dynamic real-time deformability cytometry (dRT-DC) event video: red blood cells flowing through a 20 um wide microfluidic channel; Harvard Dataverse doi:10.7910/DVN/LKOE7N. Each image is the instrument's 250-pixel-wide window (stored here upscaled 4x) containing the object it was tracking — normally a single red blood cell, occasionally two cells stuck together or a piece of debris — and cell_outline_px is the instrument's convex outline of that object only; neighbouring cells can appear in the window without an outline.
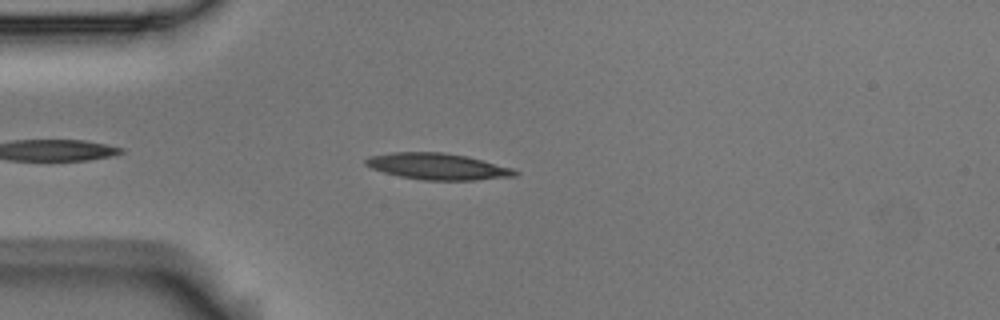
{"species": "Egyptian fruit bat (a non-hibernating species)", "species_latin": "Rousettus aegyptiacus", "temperature_condition": "room temperature", "stored_images_in_passage": 29, "camera_frame_rate_fps": 3000, "um_per_image_px": 0.085, "animal": {"sex": "male"}, "frame": {"image": 1, "passage_image": 3, "time_ms": 0.667, "image_size_px": [1000, 320], "cell_outline_px": [[520, 172], [516, 176], [472, 180], [424, 180], [400, 176], [384, 172], [372, 168], [364, 164], [364, 160], [368, 156], [392, 152], [444, 152], [464, 156], [512, 168]], "centroid_in_image_um": [37.16, 14.14], "position_along_channel_um": 47.8, "area_um2": 22.72}}
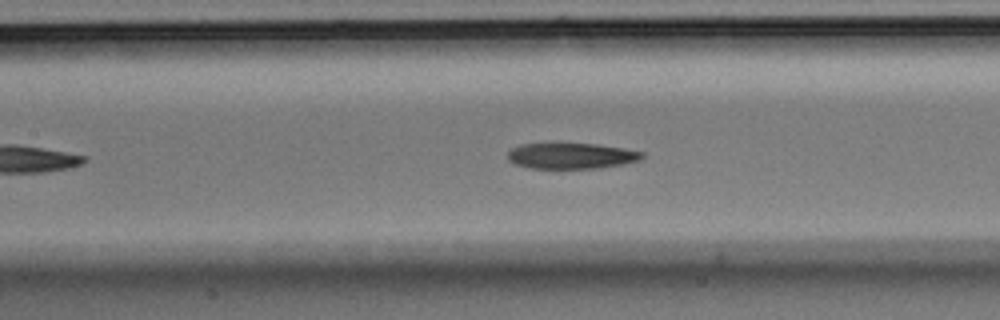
{"frame": {"image": 2, "passage_image": 13, "time_ms": 4.0, "image_size_px": [1000, 320], "cell_outline_px": [[644, 156], [640, 160], [600, 168], [532, 168], [516, 164], [508, 160], [508, 152], [512, 148], [520, 144], [552, 140], [556, 140], [596, 144], [624, 148], [644, 152]], "centroid_in_image_um": [48.5, 13.18], "position_along_channel_um": 158.9, "area_um2": 21.15}}
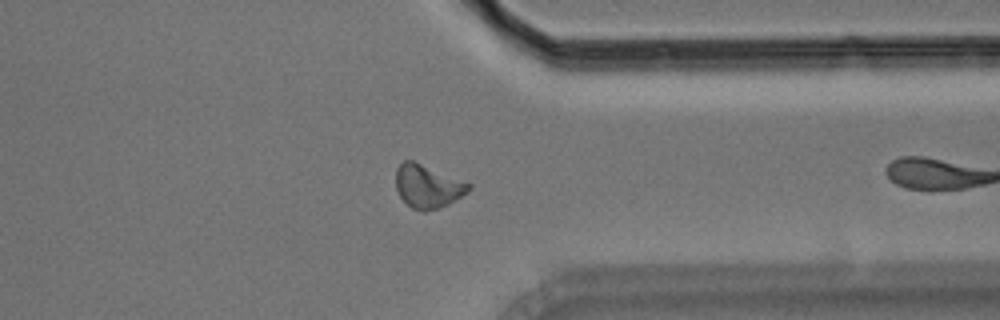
{"frame": {"image": 3, "passage_image": 27, "time_ms": 8.667, "image_size_px": [1000, 320], "cell_outline_px": [[472, 188], [468, 192], [448, 204], [424, 212], [412, 208], [400, 196], [396, 188], [396, 168], [404, 160], [412, 160], [472, 184]], "centroid_in_image_um": [36.35, 15.83], "position_along_channel_um": 375.0, "area_um2": 18.15}}